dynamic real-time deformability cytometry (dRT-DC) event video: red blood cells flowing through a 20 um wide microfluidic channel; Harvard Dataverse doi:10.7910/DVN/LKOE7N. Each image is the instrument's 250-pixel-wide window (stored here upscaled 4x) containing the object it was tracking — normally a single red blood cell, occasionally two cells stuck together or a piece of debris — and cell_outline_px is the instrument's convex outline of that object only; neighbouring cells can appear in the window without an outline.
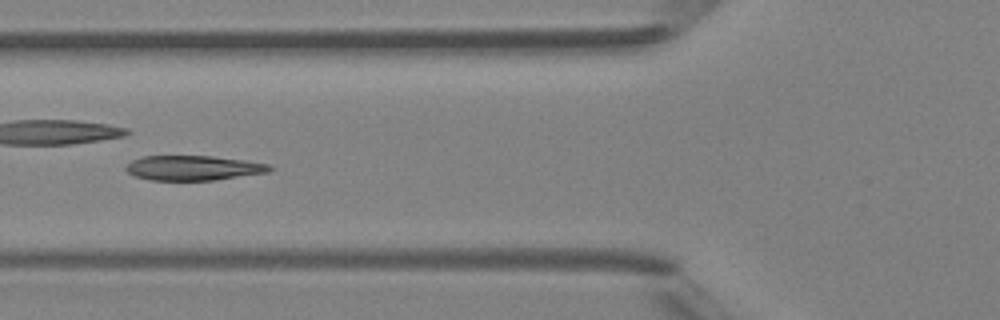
{"species": "Egyptian fruit bat (a non-hibernating species)", "species_latin": "Rousettus aegyptiacus", "temperature_condition": "room temperature", "stored_images_in_passage": 6, "camera_frame_rate_fps": 3000, "um_per_image_px": 0.085, "animal": {"sex": "female"}, "frame": {"image": 1, "passage_image": 6, "time_ms": 5.667, "image_size_px": [1000, 320], "cell_outline_px": [[276, 168], [268, 172], [212, 180], [152, 180], [136, 176], [128, 172], [124, 168], [132, 160], [144, 156], [212, 156], [244, 160], [272, 164]], "centroid_in_image_um": [16.48, 14.27], "position_along_channel_um": 109.3, "area_um2": 20.69}}